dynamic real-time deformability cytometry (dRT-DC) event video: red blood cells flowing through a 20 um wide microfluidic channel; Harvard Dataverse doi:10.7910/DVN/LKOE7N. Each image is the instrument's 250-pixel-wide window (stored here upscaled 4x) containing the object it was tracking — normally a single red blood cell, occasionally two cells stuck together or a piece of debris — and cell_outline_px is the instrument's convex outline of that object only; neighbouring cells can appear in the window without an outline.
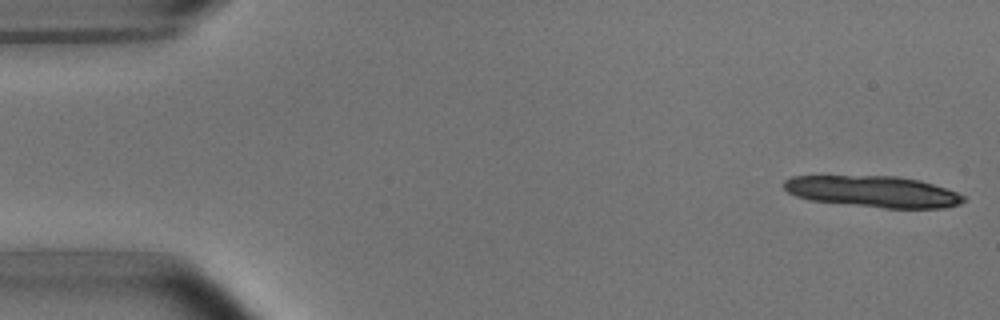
{"species": "common noctule bat (a hibernating species)", "species_latin": "Nyctalus noctula", "temperature_condition": "room temperature", "stored_images_in_passage": 6, "camera_frame_rate_fps": 3000, "um_per_image_px": 0.085, "animal": {"sex": "male", "body_mass_g": 15.6}, "frame": {"image": 1, "passage_image": 1, "time_ms": 0.0, "image_size_px": [1000, 320], "cell_outline_px": [[964, 200], [960, 204], [944, 208], [884, 208], [812, 200], [796, 196], [788, 192], [784, 188], [784, 180], [792, 176], [896, 176], [920, 180], [956, 192], [964, 196]], "centroid_in_image_um": [74.21, 16.28], "position_along_channel_um": 10.8, "area_um2": 32.54}}